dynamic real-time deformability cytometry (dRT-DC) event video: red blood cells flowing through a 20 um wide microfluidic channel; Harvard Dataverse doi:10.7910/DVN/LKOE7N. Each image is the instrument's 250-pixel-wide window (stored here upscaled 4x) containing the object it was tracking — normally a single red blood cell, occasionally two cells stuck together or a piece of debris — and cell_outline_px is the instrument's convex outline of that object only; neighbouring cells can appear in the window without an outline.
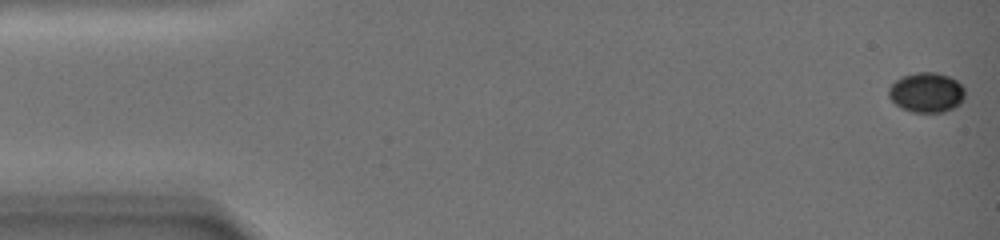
{"species": "common noctule bat (a hibernating species)", "species_latin": "Nyctalus noctula", "temperature_condition": "warm", "stored_images_in_passage": 14, "camera_frame_rate_fps": 3000, "um_per_image_px": 0.085, "animal": {"sex": "female", "body_mass_g": 19.0, "forearm_length_mm": 51.5}, "frame": {"image": 1, "passage_image": 1, "time_ms": 0.0, "image_size_px": [1000, 240], "cell_outline_px": [[964, 100], [960, 104], [944, 112], [912, 112], [896, 104], [888, 96], [888, 88], [896, 80], [904, 76], [916, 72], [936, 72], [948, 76], [956, 80], [964, 88]], "centroid_in_image_um": [78.77, 7.86], "position_along_channel_um": 6.2, "area_um2": 17.63}}
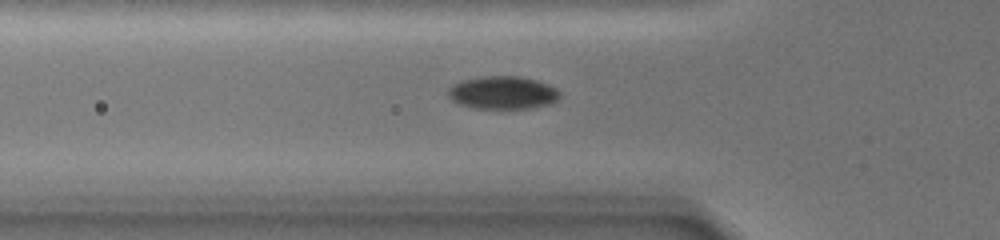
{"frame": {"image": 2, "passage_image": 10, "time_ms": 7.667, "image_size_px": [1000, 240], "cell_outline_px": [[560, 96], [552, 104], [532, 108], [476, 108], [460, 104], [452, 100], [448, 96], [448, 88], [452, 84], [464, 80], [484, 76], [520, 76], [536, 80], [548, 84], [556, 88], [560, 92]], "centroid_in_image_um": [42.76, 7.87], "position_along_channel_um": 83.0, "area_um2": 21.44}}
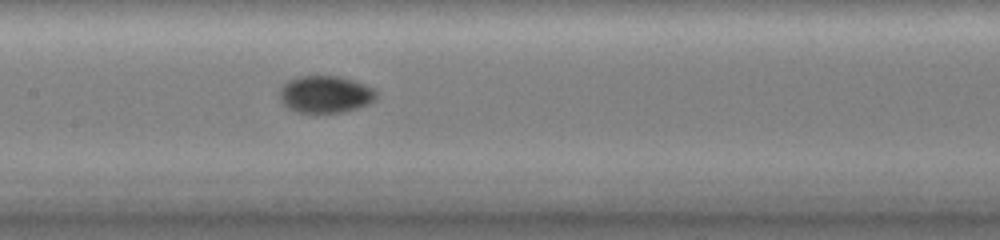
{"frame": {"image": 3, "passage_image": 14, "time_ms": 11.0, "image_size_px": [1000, 240], "cell_outline_px": [[380, 96], [376, 100], [368, 104], [344, 112], [316, 116], [296, 112], [288, 108], [280, 100], [280, 88], [288, 80], [300, 76], [336, 76], [356, 80], [376, 88], [380, 92]], "centroid_in_image_um": [27.71, 8.06], "position_along_channel_um": 179.7, "area_um2": 21.96}}